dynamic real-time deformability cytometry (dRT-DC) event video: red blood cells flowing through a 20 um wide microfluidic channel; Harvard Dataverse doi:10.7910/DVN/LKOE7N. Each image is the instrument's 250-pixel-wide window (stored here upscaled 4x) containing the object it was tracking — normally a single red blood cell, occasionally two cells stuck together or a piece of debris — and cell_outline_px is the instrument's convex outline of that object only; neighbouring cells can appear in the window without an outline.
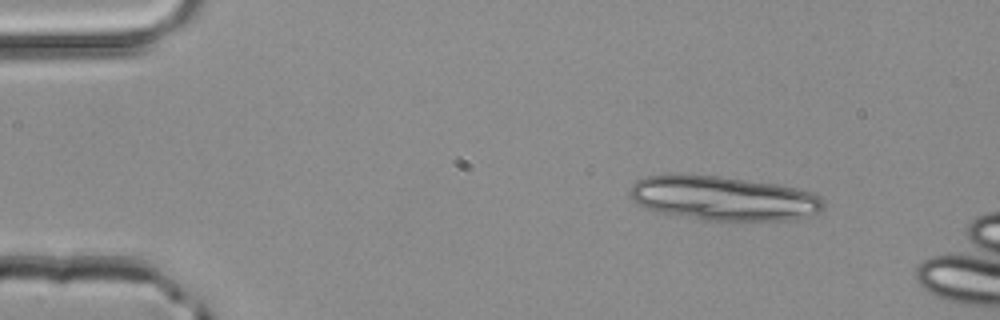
{"species": "common noctule bat (a hibernating species)", "species_latin": "Nyctalus noctula", "temperature_condition": "room temperature", "stored_images_in_passage": 3, "camera_frame_rate_fps": 3000, "um_per_image_px": 0.085, "animal": {"sex": "male", "body_mass_g": 20.4}, "frame": {"image": 1, "passage_image": 1, "time_ms": 0.0, "image_size_px": [1000, 320], "cell_outline_px": [[824, 208], [816, 212], [804, 216], [788, 220], [704, 220], [664, 212], [648, 208], [636, 204], [632, 200], [628, 192], [632, 184], [636, 180], [644, 176], [720, 176], [776, 184], [796, 188], [820, 196], [824, 200]], "centroid_in_image_um": [61.48, 16.85], "position_along_channel_um": 23.5, "area_um2": 49.13}}